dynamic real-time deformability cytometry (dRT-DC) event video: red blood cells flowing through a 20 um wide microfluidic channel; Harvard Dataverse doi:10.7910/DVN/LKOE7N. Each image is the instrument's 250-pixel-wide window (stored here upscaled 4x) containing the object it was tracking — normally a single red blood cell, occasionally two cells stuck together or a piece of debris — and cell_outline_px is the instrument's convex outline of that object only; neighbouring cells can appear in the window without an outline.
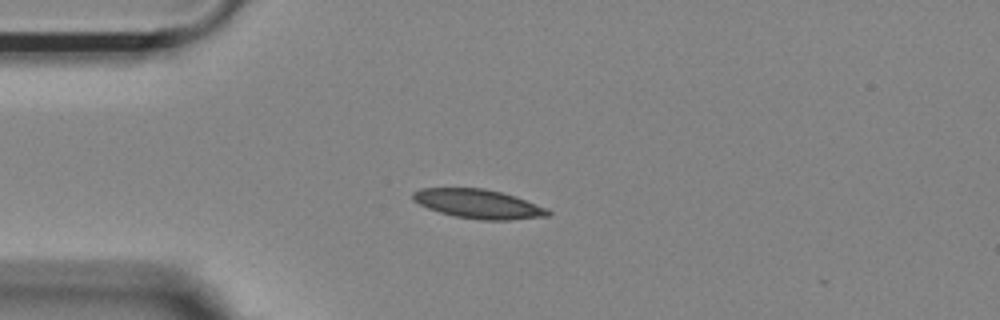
{"species": "Egyptian fruit bat (a non-hibernating species)", "species_latin": "Rousettus aegyptiacus", "temperature_condition": "room temperature", "stored_images_in_passage": 8, "camera_frame_rate_fps": 3000, "um_per_image_px": 0.085, "animal": {"sex": "female"}, "frame": {"image": 1, "passage_image": 1, "time_ms": 0.0, "image_size_px": [1000, 320], "cell_outline_px": [[552, 212], [548, 216], [508, 220], [480, 220], [456, 216], [440, 212], [428, 208], [412, 200], [412, 192], [420, 188], [484, 188], [500, 192], [548, 208]], "centroid_in_image_um": [40.64, 17.33], "position_along_channel_um": 44.4, "area_um2": 22.72}}
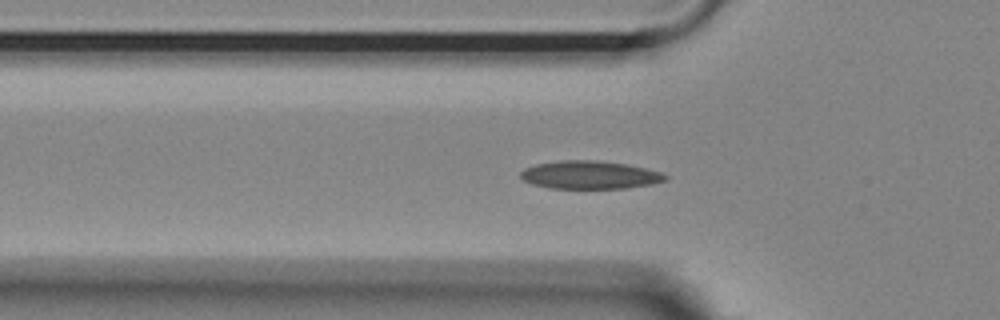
{"frame": {"image": 2, "passage_image": 5, "time_ms": 1.333, "image_size_px": [1000, 320], "cell_outline_px": [[668, 180], [652, 184], [628, 188], [548, 188], [532, 184], [524, 180], [520, 176], [520, 172], [524, 168], [536, 164], [560, 160], [596, 160], [624, 164], [644, 168], [660, 172], [668, 176]], "centroid_in_image_um": [50.12, 14.87], "position_along_channel_um": 75.7, "area_um2": 23.64}}